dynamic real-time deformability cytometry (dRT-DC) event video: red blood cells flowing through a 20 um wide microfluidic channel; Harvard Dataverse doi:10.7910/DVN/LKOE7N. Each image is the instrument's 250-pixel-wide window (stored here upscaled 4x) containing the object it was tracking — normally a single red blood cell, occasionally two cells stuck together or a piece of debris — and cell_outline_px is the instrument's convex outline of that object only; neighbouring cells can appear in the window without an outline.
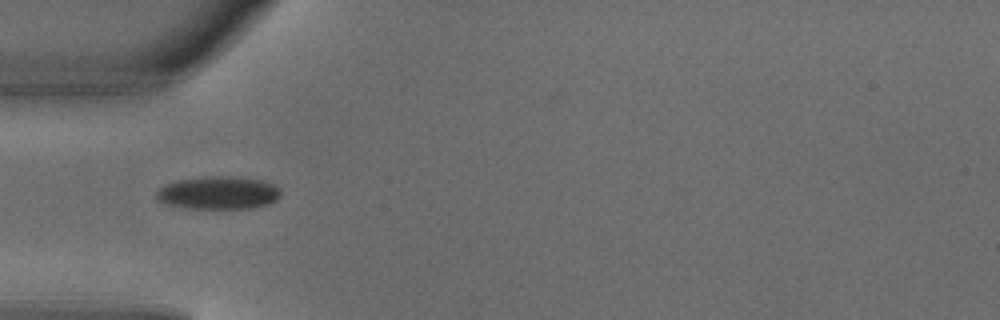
{"species": "common noctule bat (a hibernating species)", "species_latin": "Nyctalus noctula", "temperature_condition": "warm", "stored_images_in_passage": 3, "camera_frame_rate_fps": 3000, "um_per_image_px": 0.085, "animal": {"sex": "male", "body_mass_g": 18.8}, "frame": {"image": 1, "passage_image": 3, "time_ms": 0.667, "image_size_px": [1000, 320], "cell_outline_px": [[280, 196], [276, 200], [268, 204], [252, 208], [188, 208], [168, 204], [160, 200], [156, 196], [156, 192], [160, 188], [176, 180], [212, 176], [228, 176], [260, 180], [272, 184], [280, 188]], "centroid_in_image_um": [18.59, 16.39], "position_along_channel_um": 66.4, "area_um2": 23.47}}